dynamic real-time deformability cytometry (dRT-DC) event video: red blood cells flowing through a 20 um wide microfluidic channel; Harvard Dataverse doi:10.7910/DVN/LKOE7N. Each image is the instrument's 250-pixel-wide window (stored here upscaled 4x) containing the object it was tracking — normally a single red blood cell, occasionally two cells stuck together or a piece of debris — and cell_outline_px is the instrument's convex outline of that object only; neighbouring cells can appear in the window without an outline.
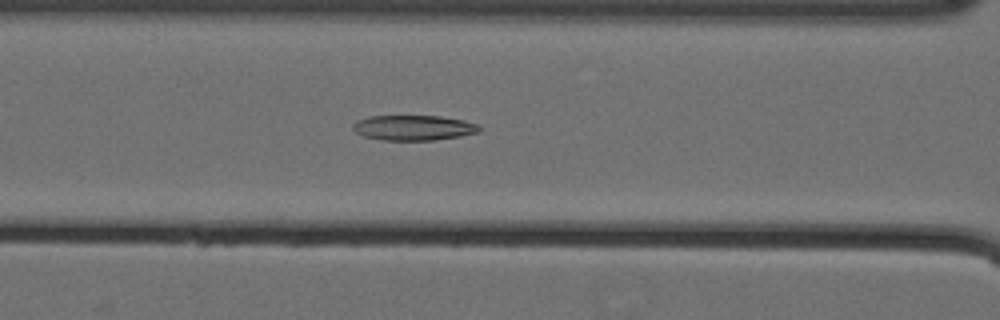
{"species": "Egyptian fruit bat (a non-hibernating species)", "species_latin": "Rousettus aegyptiacus", "temperature_condition": "cold", "stored_images_in_passage": 57, "camera_frame_rate_fps": 3000, "um_per_image_px": 0.085, "animal": {"sex": "female"}, "frame": {"image": 1, "passage_image": 28, "time_ms": 9.0, "image_size_px": [1000, 320], "cell_outline_px": [[484, 128], [480, 132], [460, 136], [436, 140], [384, 140], [364, 136], [356, 132], [352, 128], [352, 124], [356, 120], [368, 116], [440, 116], [464, 120], [476, 124]], "centroid_in_image_um": [35.17, 10.85], "position_along_channel_um": 131.4, "area_um2": 18.67}}
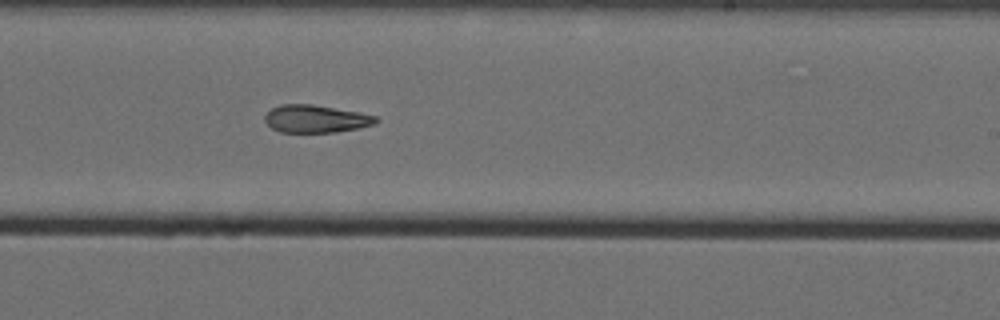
{"frame": {"image": 2, "passage_image": 39, "time_ms": 12.667, "image_size_px": [1000, 320], "cell_outline_px": [[380, 120], [376, 124], [336, 132], [280, 132], [272, 128], [264, 120], [264, 116], [272, 108], [280, 104], [312, 104], [360, 112], [376, 116]], "centroid_in_image_um": [26.85, 10.09], "position_along_channel_um": 262.1, "area_um2": 17.92}}
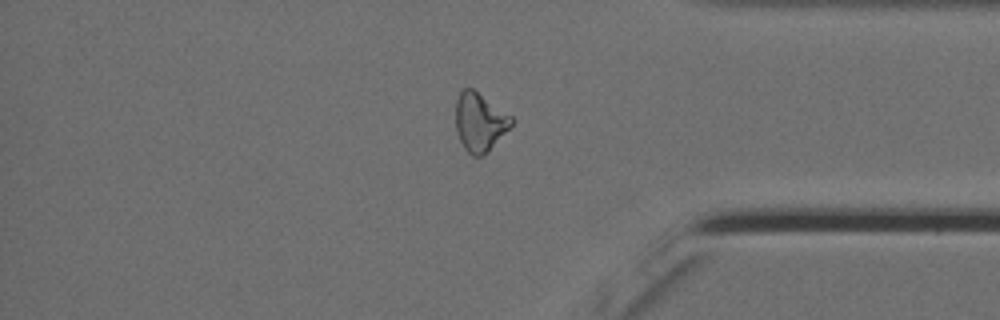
{"frame": {"image": 3, "passage_image": 51, "time_ms": 16.667, "image_size_px": [1000, 320], "cell_outline_px": [[512, 124], [480, 156], [472, 156], [464, 148], [456, 132], [456, 100], [460, 92], [464, 88], [472, 88], [512, 116]], "centroid_in_image_um": [40.73, 10.33], "position_along_channel_um": 394.5, "area_um2": 18.32}}